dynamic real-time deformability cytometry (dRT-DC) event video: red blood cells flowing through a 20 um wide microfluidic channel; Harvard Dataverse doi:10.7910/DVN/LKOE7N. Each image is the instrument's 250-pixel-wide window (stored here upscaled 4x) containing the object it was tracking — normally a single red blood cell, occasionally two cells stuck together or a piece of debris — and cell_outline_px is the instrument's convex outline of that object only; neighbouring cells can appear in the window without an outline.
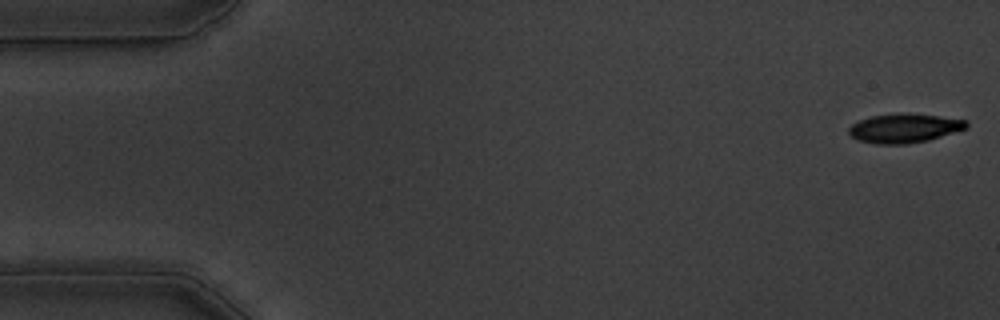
{"species": "common noctule bat (a hibernating species)", "species_latin": "Nyctalus noctula", "temperature_condition": "warm", "stored_images_in_passage": 14, "camera_frame_rate_fps": 3000, "um_per_image_px": 0.085, "animal": {"sex": "male", "body_mass_g": 19.5, "forearm_length_mm": 54.6}, "frame": {"image": 1, "passage_image": 1, "time_ms": 0.0, "image_size_px": [1000, 320], "cell_outline_px": [[968, 128], [928, 140], [904, 144], [876, 144], [860, 140], [852, 136], [848, 132], [848, 128], [852, 124], [860, 120], [872, 116], [896, 112], [908, 112], [940, 116], [968, 120]], "centroid_in_image_um": [76.89, 10.87], "position_along_channel_um": 8.1, "area_um2": 20.11}}
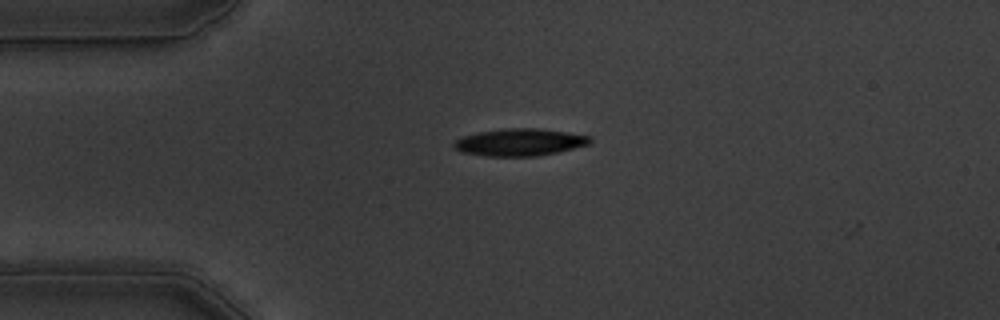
{"frame": {"image": 2, "passage_image": 13, "time_ms": 4.0, "image_size_px": [1000, 320], "cell_outline_px": [[592, 140], [588, 144], [560, 152], [536, 156], [484, 156], [460, 152], [452, 144], [460, 136], [476, 132], [504, 128], [540, 128], [592, 136]], "centroid_in_image_um": [44.15, 12.08], "position_along_channel_um": 40.8, "area_um2": 21.85}}